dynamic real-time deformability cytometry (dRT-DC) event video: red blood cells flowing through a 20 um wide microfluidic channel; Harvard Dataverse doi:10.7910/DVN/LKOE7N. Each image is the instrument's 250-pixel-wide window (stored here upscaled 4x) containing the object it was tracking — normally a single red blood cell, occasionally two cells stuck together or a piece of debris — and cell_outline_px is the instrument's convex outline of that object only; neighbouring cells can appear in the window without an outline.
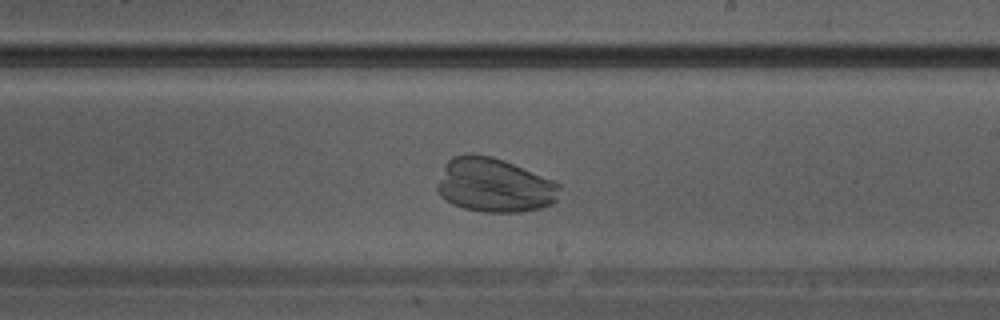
{"species": "Egyptian fruit bat (a non-hibernating species)", "species_latin": "Rousettus aegyptiacus", "temperature_condition": "warm", "stored_images_in_passage": 15, "camera_frame_rate_fps": 3000, "um_per_image_px": 0.085, "animal": {"sex": "male"}, "frame": {"image": 1, "passage_image": 11, "time_ms": 3.333, "image_size_px": [1000, 320], "cell_outline_px": [[560, 188], [556, 200], [552, 204], [540, 208], [520, 212], [484, 212], [464, 208], [452, 204], [440, 196], [436, 188], [444, 164], [452, 156], [468, 152], [472, 152], [492, 156], [504, 160], [552, 180], [560, 184]], "centroid_in_image_um": [41.97, 15.73], "position_along_channel_um": 247.0, "area_um2": 38.84}}